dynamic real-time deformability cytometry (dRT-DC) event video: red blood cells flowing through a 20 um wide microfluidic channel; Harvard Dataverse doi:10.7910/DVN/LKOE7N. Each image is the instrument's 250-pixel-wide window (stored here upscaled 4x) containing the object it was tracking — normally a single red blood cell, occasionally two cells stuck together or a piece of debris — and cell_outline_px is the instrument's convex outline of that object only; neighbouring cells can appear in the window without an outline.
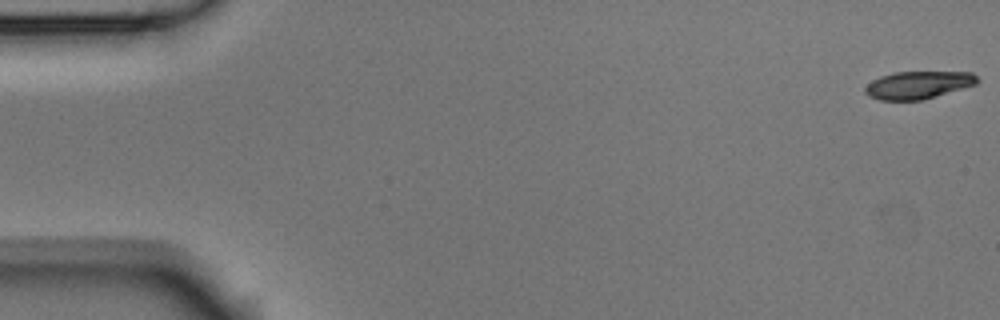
{"species": "Egyptian fruit bat (a non-hibernating species)", "species_latin": "Rousettus aegyptiacus", "temperature_condition": "room temperature", "stored_images_in_passage": 9, "camera_frame_rate_fps": 3000, "um_per_image_px": 0.085, "animal": {"sex": "male"}, "frame": {"image": 1, "passage_image": 1, "time_ms": 0.0, "image_size_px": [1000, 320], "cell_outline_px": [[980, 80], [976, 84], [920, 100], [880, 100], [868, 96], [864, 92], [864, 88], [872, 80], [880, 76], [892, 72], [972, 72]], "centroid_in_image_um": [78.0, 7.21], "position_along_channel_um": 7.0, "area_um2": 17.92}}
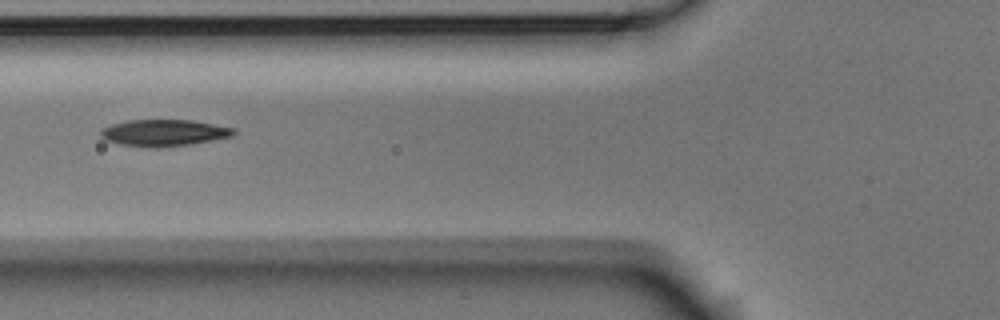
{"frame": {"image": 2, "passage_image": 6, "time_ms": 1.667, "image_size_px": [1000, 320], "cell_outline_px": [[236, 132], [232, 136], [188, 144], [156, 148], [120, 144], [104, 140], [100, 136], [100, 128], [112, 124], [128, 120], [192, 120], [236, 128]], "centroid_in_image_um": [13.89, 11.28], "position_along_channel_um": 111.9, "area_um2": 20.58}}
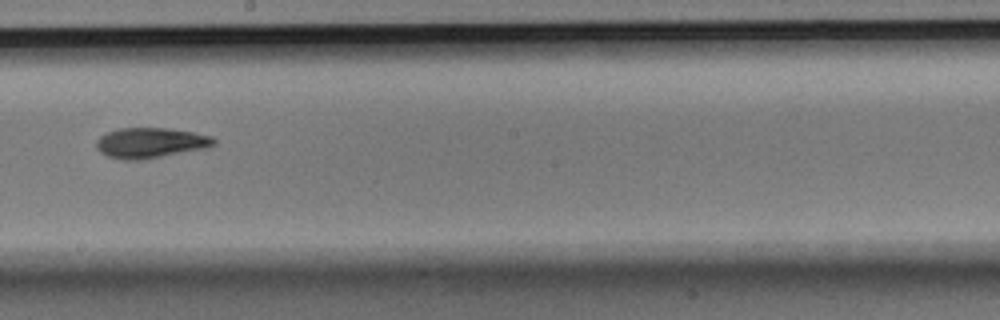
{"frame": {"image": 3, "passage_image": 9, "time_ms": 2.667, "image_size_px": [1000, 320], "cell_outline_px": [[216, 144], [208, 148], [144, 160], [124, 160], [108, 156], [100, 152], [96, 148], [96, 140], [100, 136], [108, 132], [120, 128], [168, 128], [192, 132], [212, 136], [216, 140]], "centroid_in_image_um": [12.81, 12.15], "position_along_channel_um": 235.4, "area_um2": 20.98}}